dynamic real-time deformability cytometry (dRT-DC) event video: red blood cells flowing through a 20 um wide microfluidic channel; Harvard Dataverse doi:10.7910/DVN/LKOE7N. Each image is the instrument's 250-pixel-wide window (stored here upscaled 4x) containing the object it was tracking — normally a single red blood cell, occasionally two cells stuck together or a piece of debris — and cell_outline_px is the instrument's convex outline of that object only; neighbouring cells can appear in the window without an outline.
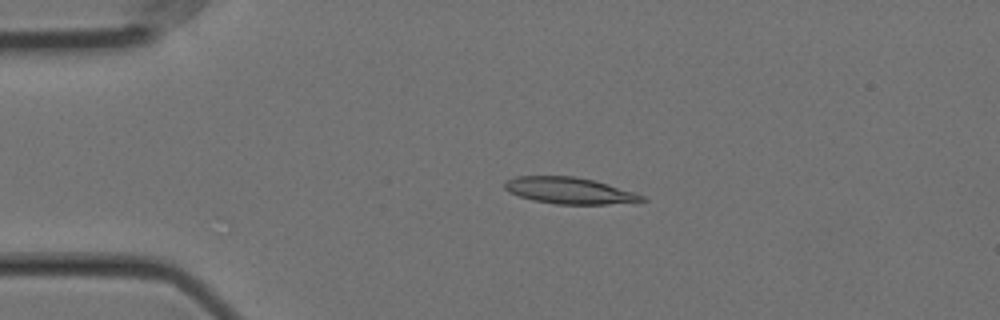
{"species": "Egyptian fruit bat (a non-hibernating species)", "species_latin": "Rousettus aegyptiacus", "temperature_condition": "cold", "stored_images_in_passage": 55, "camera_frame_rate_fps": 3000, "um_per_image_px": 0.085, "animal": {"sex": "female"}, "frame": {"image": 1, "passage_image": 11, "time_ms": 3.333, "image_size_px": [1000, 320], "cell_outline_px": [[648, 200], [608, 204], [556, 204], [532, 200], [508, 192], [504, 188], [504, 180], [516, 176], [576, 176], [592, 180], [632, 192], [644, 196]], "centroid_in_image_um": [48.31, 16.2], "position_along_channel_um": 36.7, "area_um2": 20.92}}
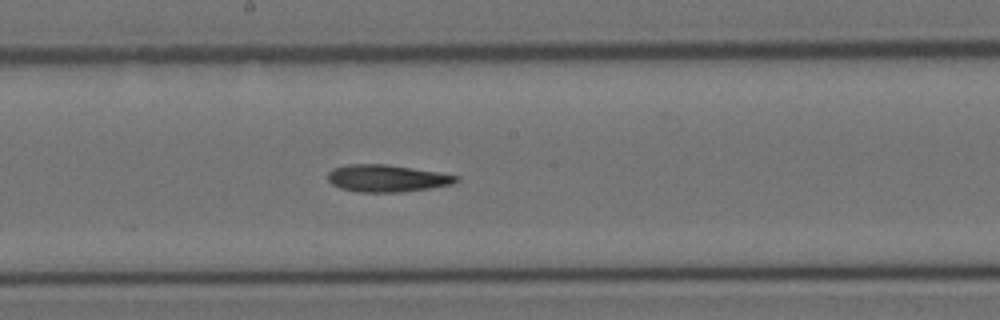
{"frame": {"image": 2, "passage_image": 29, "time_ms": 9.333, "image_size_px": [1000, 320], "cell_outline_px": [[460, 180], [452, 184], [428, 188], [400, 192], [360, 192], [340, 188], [332, 184], [328, 180], [328, 172], [332, 168], [348, 164], [384, 164], [440, 172], [460, 176]], "centroid_in_image_um": [32.88, 15.15], "position_along_channel_um": 215.3, "area_um2": 20.29}}
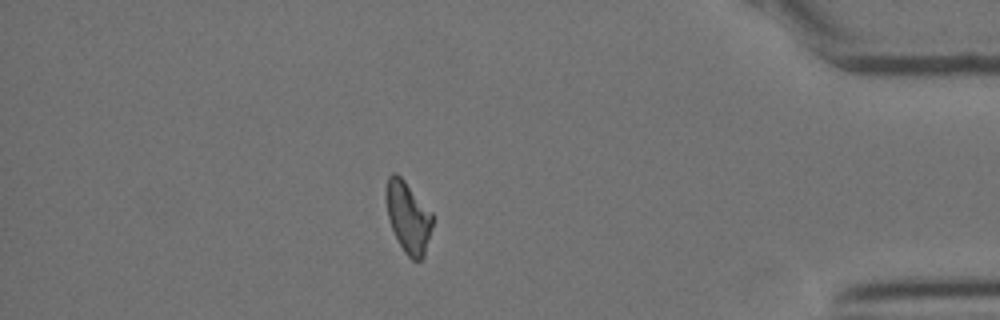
{"frame": {"image": 3, "passage_image": 48, "time_ms": 15.667, "image_size_px": [1000, 320], "cell_outline_px": [[432, 228], [424, 256], [420, 260], [412, 260], [404, 252], [392, 228], [388, 216], [384, 196], [384, 192], [388, 176], [392, 172], [396, 172], [404, 180], [432, 212]], "centroid_in_image_um": [34.67, 18.43], "position_along_channel_um": 400.5, "area_um2": 19.31}}